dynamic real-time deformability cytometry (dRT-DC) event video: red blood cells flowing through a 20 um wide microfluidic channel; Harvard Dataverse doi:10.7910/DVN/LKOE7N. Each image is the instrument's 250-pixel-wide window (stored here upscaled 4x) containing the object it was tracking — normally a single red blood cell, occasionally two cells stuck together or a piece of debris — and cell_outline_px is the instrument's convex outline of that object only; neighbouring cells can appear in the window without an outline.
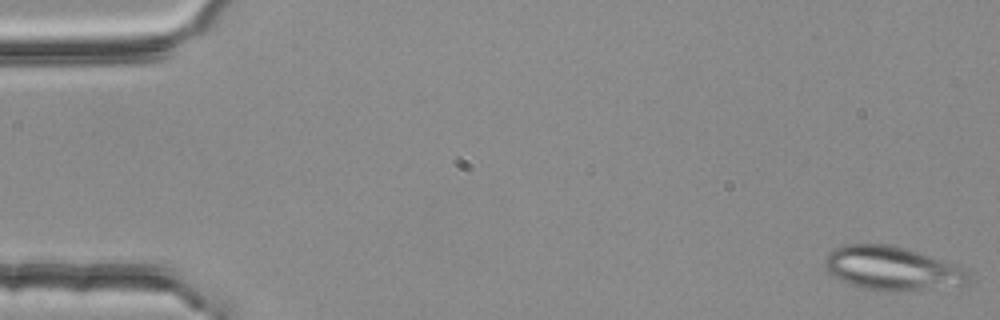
{"species": "common noctule bat (a hibernating species)", "species_latin": "Nyctalus noctula", "temperature_condition": "room temperature", "stored_images_in_passage": 4, "camera_frame_rate_fps": 3000, "um_per_image_px": 0.085, "animal": {"sex": "female", "body_mass_g": 25.1}, "frame": {"image": 1, "passage_image": 1, "time_ms": 0.0, "image_size_px": [1000, 320], "cell_outline_px": [[968, 280], [964, 284], [888, 292], [864, 288], [840, 280], [832, 276], [828, 272], [824, 264], [824, 260], [836, 248], [844, 244], [892, 244], [952, 264], [964, 272], [968, 276]], "centroid_in_image_um": [75.7, 22.8], "position_along_channel_um": 9.3, "area_um2": 35.43}}